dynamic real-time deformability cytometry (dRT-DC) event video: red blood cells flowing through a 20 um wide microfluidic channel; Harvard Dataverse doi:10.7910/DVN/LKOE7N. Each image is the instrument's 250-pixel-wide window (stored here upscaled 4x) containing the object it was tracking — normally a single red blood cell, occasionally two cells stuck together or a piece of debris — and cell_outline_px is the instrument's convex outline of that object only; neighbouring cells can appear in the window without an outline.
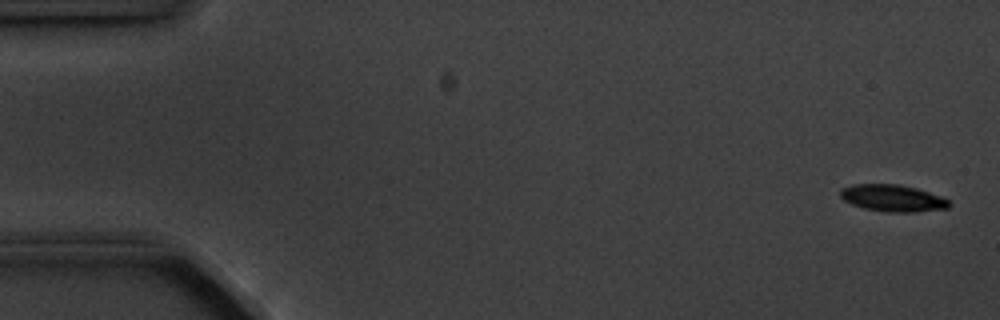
{"species": "common noctule bat (a hibernating species)", "species_latin": "Nyctalus noctula", "temperature_condition": "cold", "stored_images_in_passage": 5, "camera_frame_rate_fps": 3000, "um_per_image_px": 0.085, "animal": {"sex": "male", "body_mass_g": 20.1, "forearm_length_mm": 53.5}, "frame": {"image": 1, "passage_image": 1, "time_ms": 0.0, "image_size_px": [1000, 320], "cell_outline_px": [[952, 204], [948, 208], [912, 212], [884, 212], [864, 208], [852, 204], [844, 200], [840, 196], [840, 188], [852, 184], [900, 184], [916, 188], [940, 196], [948, 200]], "centroid_in_image_um": [75.85, 16.83], "position_along_channel_um": 9.1, "area_um2": 17.05}}
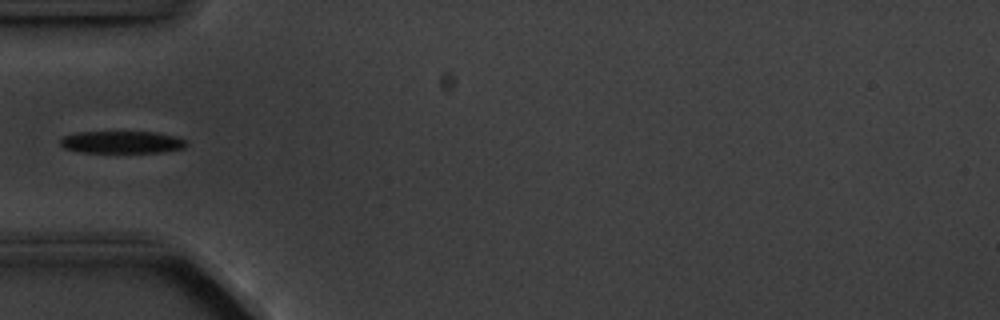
{"frame": {"image": 2, "passage_image": 5, "time_ms": 5.333, "image_size_px": [1000, 320], "cell_outline_px": [[188, 144], [184, 148], [164, 152], [80, 152], [64, 148], [60, 144], [60, 140], [64, 136], [80, 132], [156, 132], [176, 136], [184, 140]], "centroid_in_image_um": [10.38, 12.08], "position_along_channel_um": 74.6, "area_um2": 16.3}}